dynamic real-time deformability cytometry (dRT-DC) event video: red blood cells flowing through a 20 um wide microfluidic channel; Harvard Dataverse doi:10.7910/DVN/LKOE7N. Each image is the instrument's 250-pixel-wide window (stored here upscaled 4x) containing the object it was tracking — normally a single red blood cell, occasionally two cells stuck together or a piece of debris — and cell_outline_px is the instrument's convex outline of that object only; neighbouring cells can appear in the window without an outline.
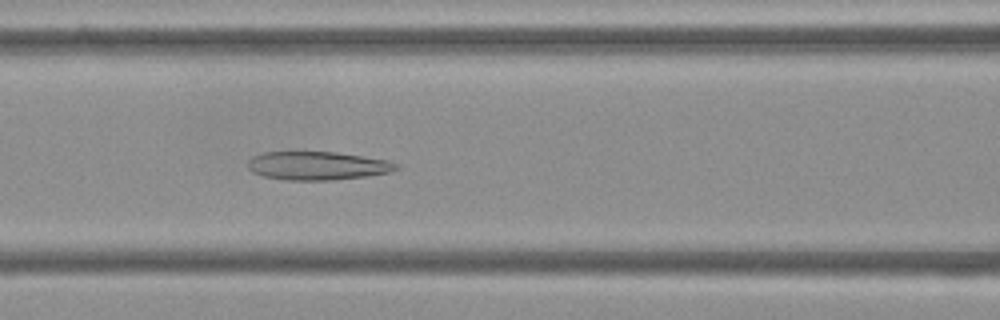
{"species": "Egyptian fruit bat (a non-hibernating species)", "species_latin": "Rousettus aegyptiacus", "temperature_condition": "cold", "stored_images_in_passage": 47, "camera_frame_rate_fps": 3000, "um_per_image_px": 0.085, "frame": {"image": 1, "passage_image": 16, "time_ms": 5.0, "image_size_px": [1000, 320], "cell_outline_px": [[400, 168], [388, 172], [368, 176], [332, 180], [288, 180], [264, 176], [252, 172], [248, 168], [248, 160], [252, 156], [264, 152], [336, 152], [388, 160], [400, 164]], "centroid_in_image_um": [27.0, 14.08], "position_along_channel_um": 139.6, "area_um2": 24.62}}
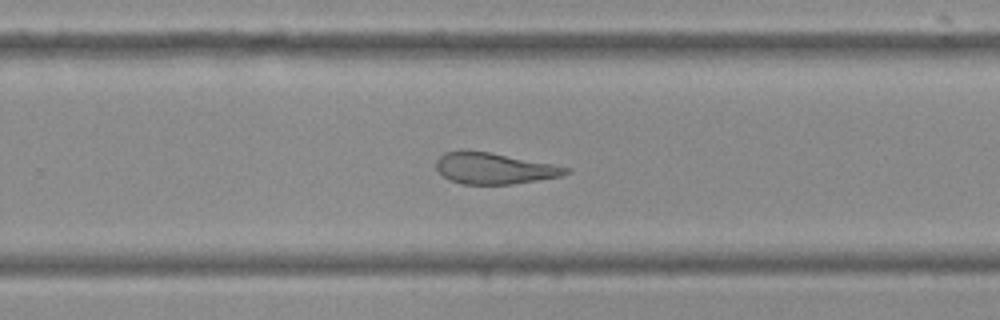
{"frame": {"image": 2, "passage_image": 28, "time_ms": 9.0, "image_size_px": [1000, 320], "cell_outline_px": [[572, 172], [560, 176], [512, 184], [464, 184], [452, 180], [444, 176], [436, 168], [436, 160], [444, 152], [460, 148], [468, 148], [552, 164], [572, 168]], "centroid_in_image_um": [41.97, 14.28], "position_along_channel_um": 287.8, "area_um2": 23.76}}
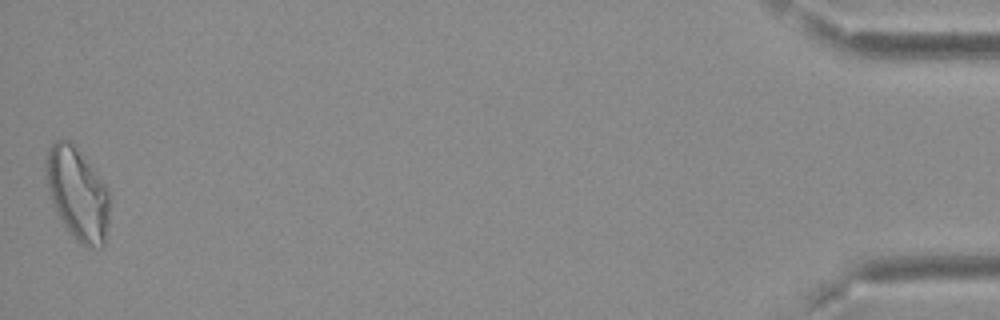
{"frame": {"image": 3, "passage_image": 47, "time_ms": 15.333, "image_size_px": [1000, 320], "cell_outline_px": [[108, 220], [104, 244], [100, 248], [88, 248], [76, 240], [68, 232], [60, 220], [52, 204], [44, 176], [44, 160], [48, 148], [56, 140], [72, 140], [96, 172], [104, 184], [108, 192]], "centroid_in_image_um": [6.53, 16.45], "position_along_channel_um": 428.7, "area_um2": 34.68}, "authors_computed_cell_mechanics": {"area_um2": 26.9348, "velocity_mm_per_s": 3.7163, "shape_relaxation_time_tau1_ms": null, "shape_relaxation_time_tau2_ms": 7.6751, "deformation_change_tau1": null, "deformation_change_tau2": 0.2041}}